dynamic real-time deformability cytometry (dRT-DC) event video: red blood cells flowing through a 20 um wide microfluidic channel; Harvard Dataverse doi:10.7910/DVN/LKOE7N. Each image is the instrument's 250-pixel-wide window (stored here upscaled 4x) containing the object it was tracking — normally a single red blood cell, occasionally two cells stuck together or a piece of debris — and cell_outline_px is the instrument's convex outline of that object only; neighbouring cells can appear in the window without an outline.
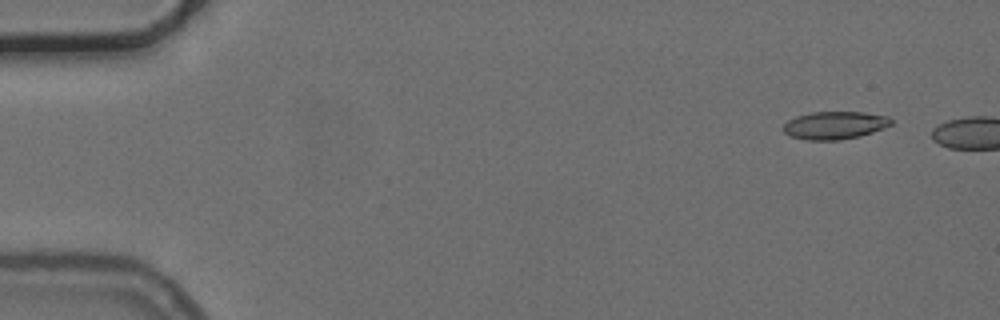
{"species": "common noctule bat (a hibernating species)", "species_latin": "Nyctalus noctula", "temperature_condition": "cold", "stored_images_in_passage": 2, "camera_frame_rate_fps": 3000, "um_per_image_px": 0.085, "animal": {"sex": "female", "body_mass_g": 24.6, "forearm_length_mm": 56.2}, "frame": {"image": 1, "passage_image": 1, "time_ms": 0.0, "image_size_px": [1000, 320], "cell_outline_px": [[892, 124], [872, 132], [860, 136], [840, 140], [804, 140], [788, 136], [784, 132], [784, 124], [788, 120], [796, 116], [812, 112], [864, 112], [888, 116], [892, 120]], "centroid_in_image_um": [70.93, 10.65], "position_along_channel_um": 14.1, "area_um2": 17.51}}